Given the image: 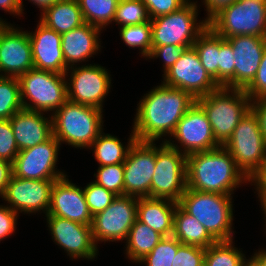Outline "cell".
<instances>
[{
	"label": "cell",
	"instance_id": "6da1fadb",
	"mask_svg": "<svg viewBox=\"0 0 266 266\" xmlns=\"http://www.w3.org/2000/svg\"><path fill=\"white\" fill-rule=\"evenodd\" d=\"M196 103L187 91L163 83L144 94L137 104L133 132L137 141L156 142L171 136L184 114Z\"/></svg>",
	"mask_w": 266,
	"mask_h": 266
},
{
	"label": "cell",
	"instance_id": "7a4b0ae2",
	"mask_svg": "<svg viewBox=\"0 0 266 266\" xmlns=\"http://www.w3.org/2000/svg\"><path fill=\"white\" fill-rule=\"evenodd\" d=\"M186 170L187 188L195 191L232 195L239 185L249 183L223 146L188 155Z\"/></svg>",
	"mask_w": 266,
	"mask_h": 266
},
{
	"label": "cell",
	"instance_id": "3957f363",
	"mask_svg": "<svg viewBox=\"0 0 266 266\" xmlns=\"http://www.w3.org/2000/svg\"><path fill=\"white\" fill-rule=\"evenodd\" d=\"M103 110L67 100L52 117L53 136L74 148H89L103 131Z\"/></svg>",
	"mask_w": 266,
	"mask_h": 266
},
{
	"label": "cell",
	"instance_id": "277c9868",
	"mask_svg": "<svg viewBox=\"0 0 266 266\" xmlns=\"http://www.w3.org/2000/svg\"><path fill=\"white\" fill-rule=\"evenodd\" d=\"M251 100L243 89L219 86L208 95L196 98L205 112L216 142L224 146L241 119L251 109Z\"/></svg>",
	"mask_w": 266,
	"mask_h": 266
},
{
	"label": "cell",
	"instance_id": "5b68a950",
	"mask_svg": "<svg viewBox=\"0 0 266 266\" xmlns=\"http://www.w3.org/2000/svg\"><path fill=\"white\" fill-rule=\"evenodd\" d=\"M233 196L186 188L178 205L194 216L216 241L233 240Z\"/></svg>",
	"mask_w": 266,
	"mask_h": 266
},
{
	"label": "cell",
	"instance_id": "8992f818",
	"mask_svg": "<svg viewBox=\"0 0 266 266\" xmlns=\"http://www.w3.org/2000/svg\"><path fill=\"white\" fill-rule=\"evenodd\" d=\"M66 78L65 74L36 68L21 75L18 79L23 108L53 114L68 100Z\"/></svg>",
	"mask_w": 266,
	"mask_h": 266
},
{
	"label": "cell",
	"instance_id": "52a82bcc",
	"mask_svg": "<svg viewBox=\"0 0 266 266\" xmlns=\"http://www.w3.org/2000/svg\"><path fill=\"white\" fill-rule=\"evenodd\" d=\"M188 0L173 13L151 19L152 47L168 44L193 46L197 37L209 26L207 20L197 23L198 5Z\"/></svg>",
	"mask_w": 266,
	"mask_h": 266
},
{
	"label": "cell",
	"instance_id": "ba28073f",
	"mask_svg": "<svg viewBox=\"0 0 266 266\" xmlns=\"http://www.w3.org/2000/svg\"><path fill=\"white\" fill-rule=\"evenodd\" d=\"M223 147L249 180L266 163V139L260 131L257 116L251 109Z\"/></svg>",
	"mask_w": 266,
	"mask_h": 266
},
{
	"label": "cell",
	"instance_id": "9c48e42d",
	"mask_svg": "<svg viewBox=\"0 0 266 266\" xmlns=\"http://www.w3.org/2000/svg\"><path fill=\"white\" fill-rule=\"evenodd\" d=\"M208 24L225 39L239 35L266 37V2L236 0L218 12Z\"/></svg>",
	"mask_w": 266,
	"mask_h": 266
},
{
	"label": "cell",
	"instance_id": "30bf717a",
	"mask_svg": "<svg viewBox=\"0 0 266 266\" xmlns=\"http://www.w3.org/2000/svg\"><path fill=\"white\" fill-rule=\"evenodd\" d=\"M158 146L150 197L178 202L187 188V156L164 141Z\"/></svg>",
	"mask_w": 266,
	"mask_h": 266
},
{
	"label": "cell",
	"instance_id": "8fae6325",
	"mask_svg": "<svg viewBox=\"0 0 266 266\" xmlns=\"http://www.w3.org/2000/svg\"><path fill=\"white\" fill-rule=\"evenodd\" d=\"M99 64L73 66L67 69V99L74 103L103 110L104 98L110 92L111 75ZM70 71V72H69ZM69 81V82H68Z\"/></svg>",
	"mask_w": 266,
	"mask_h": 266
},
{
	"label": "cell",
	"instance_id": "7c38bea8",
	"mask_svg": "<svg viewBox=\"0 0 266 266\" xmlns=\"http://www.w3.org/2000/svg\"><path fill=\"white\" fill-rule=\"evenodd\" d=\"M137 205L138 197L117 196L105 210L93 216L91 227L95 245L99 241H126L137 219Z\"/></svg>",
	"mask_w": 266,
	"mask_h": 266
},
{
	"label": "cell",
	"instance_id": "4fadbf2b",
	"mask_svg": "<svg viewBox=\"0 0 266 266\" xmlns=\"http://www.w3.org/2000/svg\"><path fill=\"white\" fill-rule=\"evenodd\" d=\"M169 138L171 140L164 139V142L186 156L220 147L205 112L197 103L184 114Z\"/></svg>",
	"mask_w": 266,
	"mask_h": 266
},
{
	"label": "cell",
	"instance_id": "5bb4252c",
	"mask_svg": "<svg viewBox=\"0 0 266 266\" xmlns=\"http://www.w3.org/2000/svg\"><path fill=\"white\" fill-rule=\"evenodd\" d=\"M60 146L52 136L44 143L19 151L12 163V175L35 180H58L66 176L56 166Z\"/></svg>",
	"mask_w": 266,
	"mask_h": 266
},
{
	"label": "cell",
	"instance_id": "9a60e30c",
	"mask_svg": "<svg viewBox=\"0 0 266 266\" xmlns=\"http://www.w3.org/2000/svg\"><path fill=\"white\" fill-rule=\"evenodd\" d=\"M163 84L189 92L195 99L219 86L200 62L195 48H186L178 61L163 74Z\"/></svg>",
	"mask_w": 266,
	"mask_h": 266
},
{
	"label": "cell",
	"instance_id": "2e32d148",
	"mask_svg": "<svg viewBox=\"0 0 266 266\" xmlns=\"http://www.w3.org/2000/svg\"><path fill=\"white\" fill-rule=\"evenodd\" d=\"M155 142L136 141L123 163L124 195L150 197V187L155 171Z\"/></svg>",
	"mask_w": 266,
	"mask_h": 266
},
{
	"label": "cell",
	"instance_id": "e0dca14e",
	"mask_svg": "<svg viewBox=\"0 0 266 266\" xmlns=\"http://www.w3.org/2000/svg\"><path fill=\"white\" fill-rule=\"evenodd\" d=\"M56 180H35L11 176L2 200L9 207L20 213L42 212L47 215L51 203V192Z\"/></svg>",
	"mask_w": 266,
	"mask_h": 266
},
{
	"label": "cell",
	"instance_id": "ac0fdd59",
	"mask_svg": "<svg viewBox=\"0 0 266 266\" xmlns=\"http://www.w3.org/2000/svg\"><path fill=\"white\" fill-rule=\"evenodd\" d=\"M0 24V76L19 78L34 68L28 31ZM4 72V73H3Z\"/></svg>",
	"mask_w": 266,
	"mask_h": 266
},
{
	"label": "cell",
	"instance_id": "d6986e66",
	"mask_svg": "<svg viewBox=\"0 0 266 266\" xmlns=\"http://www.w3.org/2000/svg\"><path fill=\"white\" fill-rule=\"evenodd\" d=\"M52 239L73 260H94L99 253L92 237V227L61 217L46 216Z\"/></svg>",
	"mask_w": 266,
	"mask_h": 266
},
{
	"label": "cell",
	"instance_id": "ffe728a7",
	"mask_svg": "<svg viewBox=\"0 0 266 266\" xmlns=\"http://www.w3.org/2000/svg\"><path fill=\"white\" fill-rule=\"evenodd\" d=\"M67 177L66 175L54 182L46 216L61 217L92 226L93 216L88 209L83 188L71 183Z\"/></svg>",
	"mask_w": 266,
	"mask_h": 266
},
{
	"label": "cell",
	"instance_id": "44dd1931",
	"mask_svg": "<svg viewBox=\"0 0 266 266\" xmlns=\"http://www.w3.org/2000/svg\"><path fill=\"white\" fill-rule=\"evenodd\" d=\"M226 40L234 53L235 88L245 90L257 74L266 48V37L239 35Z\"/></svg>",
	"mask_w": 266,
	"mask_h": 266
},
{
	"label": "cell",
	"instance_id": "7402d4cb",
	"mask_svg": "<svg viewBox=\"0 0 266 266\" xmlns=\"http://www.w3.org/2000/svg\"><path fill=\"white\" fill-rule=\"evenodd\" d=\"M34 68L65 74L67 67L62 52L61 34L40 21L35 32H28Z\"/></svg>",
	"mask_w": 266,
	"mask_h": 266
},
{
	"label": "cell",
	"instance_id": "603a6c76",
	"mask_svg": "<svg viewBox=\"0 0 266 266\" xmlns=\"http://www.w3.org/2000/svg\"><path fill=\"white\" fill-rule=\"evenodd\" d=\"M19 151L44 143L53 136L52 117L44 112L21 109L10 118Z\"/></svg>",
	"mask_w": 266,
	"mask_h": 266
},
{
	"label": "cell",
	"instance_id": "cb8c5ba5",
	"mask_svg": "<svg viewBox=\"0 0 266 266\" xmlns=\"http://www.w3.org/2000/svg\"><path fill=\"white\" fill-rule=\"evenodd\" d=\"M102 30L89 23H84L80 27L61 34L62 52L67 68L88 61L90 57L100 51L99 37Z\"/></svg>",
	"mask_w": 266,
	"mask_h": 266
},
{
	"label": "cell",
	"instance_id": "d4e9b609",
	"mask_svg": "<svg viewBox=\"0 0 266 266\" xmlns=\"http://www.w3.org/2000/svg\"><path fill=\"white\" fill-rule=\"evenodd\" d=\"M178 202L166 198L140 197L137 205V219L161 234H173L174 212Z\"/></svg>",
	"mask_w": 266,
	"mask_h": 266
},
{
	"label": "cell",
	"instance_id": "484cf974",
	"mask_svg": "<svg viewBox=\"0 0 266 266\" xmlns=\"http://www.w3.org/2000/svg\"><path fill=\"white\" fill-rule=\"evenodd\" d=\"M45 26L62 34L85 23L77 0H60L41 13L39 20Z\"/></svg>",
	"mask_w": 266,
	"mask_h": 266
},
{
	"label": "cell",
	"instance_id": "4316f807",
	"mask_svg": "<svg viewBox=\"0 0 266 266\" xmlns=\"http://www.w3.org/2000/svg\"><path fill=\"white\" fill-rule=\"evenodd\" d=\"M181 244L207 248L216 240L206 228L194 217L186 213L178 204L174 212L172 234Z\"/></svg>",
	"mask_w": 266,
	"mask_h": 266
},
{
	"label": "cell",
	"instance_id": "83f0119b",
	"mask_svg": "<svg viewBox=\"0 0 266 266\" xmlns=\"http://www.w3.org/2000/svg\"><path fill=\"white\" fill-rule=\"evenodd\" d=\"M128 144L123 145L117 136L105 134L103 131L89 147L94 150V157L99 166L123 164L127 158L128 152L133 144L137 141L136 136L131 130Z\"/></svg>",
	"mask_w": 266,
	"mask_h": 266
},
{
	"label": "cell",
	"instance_id": "f1b7e54d",
	"mask_svg": "<svg viewBox=\"0 0 266 266\" xmlns=\"http://www.w3.org/2000/svg\"><path fill=\"white\" fill-rule=\"evenodd\" d=\"M163 238L161 234L136 219L126 239L127 258L138 263L149 254Z\"/></svg>",
	"mask_w": 266,
	"mask_h": 266
},
{
	"label": "cell",
	"instance_id": "f546056e",
	"mask_svg": "<svg viewBox=\"0 0 266 266\" xmlns=\"http://www.w3.org/2000/svg\"><path fill=\"white\" fill-rule=\"evenodd\" d=\"M193 47L197 51L203 67L219 86L220 35L208 26L197 37Z\"/></svg>",
	"mask_w": 266,
	"mask_h": 266
},
{
	"label": "cell",
	"instance_id": "4dcf8cb0",
	"mask_svg": "<svg viewBox=\"0 0 266 266\" xmlns=\"http://www.w3.org/2000/svg\"><path fill=\"white\" fill-rule=\"evenodd\" d=\"M233 243V240L216 241L207 247L204 266H245L250 259H246L242 250H238Z\"/></svg>",
	"mask_w": 266,
	"mask_h": 266
},
{
	"label": "cell",
	"instance_id": "1f68e13d",
	"mask_svg": "<svg viewBox=\"0 0 266 266\" xmlns=\"http://www.w3.org/2000/svg\"><path fill=\"white\" fill-rule=\"evenodd\" d=\"M85 23L104 29L113 23L119 0H77Z\"/></svg>",
	"mask_w": 266,
	"mask_h": 266
},
{
	"label": "cell",
	"instance_id": "d6a6232c",
	"mask_svg": "<svg viewBox=\"0 0 266 266\" xmlns=\"http://www.w3.org/2000/svg\"><path fill=\"white\" fill-rule=\"evenodd\" d=\"M21 109L23 105L19 79L0 76V119H10Z\"/></svg>",
	"mask_w": 266,
	"mask_h": 266
},
{
	"label": "cell",
	"instance_id": "836d02e7",
	"mask_svg": "<svg viewBox=\"0 0 266 266\" xmlns=\"http://www.w3.org/2000/svg\"><path fill=\"white\" fill-rule=\"evenodd\" d=\"M120 38L129 48H139L143 58H147L151 52L152 34L151 23L145 22L138 25H128L119 28Z\"/></svg>",
	"mask_w": 266,
	"mask_h": 266
},
{
	"label": "cell",
	"instance_id": "e575fe53",
	"mask_svg": "<svg viewBox=\"0 0 266 266\" xmlns=\"http://www.w3.org/2000/svg\"><path fill=\"white\" fill-rule=\"evenodd\" d=\"M150 21L147 7L141 0H119L113 20L119 28Z\"/></svg>",
	"mask_w": 266,
	"mask_h": 266
},
{
	"label": "cell",
	"instance_id": "d590c367",
	"mask_svg": "<svg viewBox=\"0 0 266 266\" xmlns=\"http://www.w3.org/2000/svg\"><path fill=\"white\" fill-rule=\"evenodd\" d=\"M181 245L173 235L163 237L156 247L138 263H145L146 266H172Z\"/></svg>",
	"mask_w": 266,
	"mask_h": 266
},
{
	"label": "cell",
	"instance_id": "8d00e7d4",
	"mask_svg": "<svg viewBox=\"0 0 266 266\" xmlns=\"http://www.w3.org/2000/svg\"><path fill=\"white\" fill-rule=\"evenodd\" d=\"M97 184L103 186L117 196L124 195V168L123 164L99 166L94 173Z\"/></svg>",
	"mask_w": 266,
	"mask_h": 266
},
{
	"label": "cell",
	"instance_id": "74e56055",
	"mask_svg": "<svg viewBox=\"0 0 266 266\" xmlns=\"http://www.w3.org/2000/svg\"><path fill=\"white\" fill-rule=\"evenodd\" d=\"M230 43L220 36L219 86L235 88V59Z\"/></svg>",
	"mask_w": 266,
	"mask_h": 266
},
{
	"label": "cell",
	"instance_id": "f35d334b",
	"mask_svg": "<svg viewBox=\"0 0 266 266\" xmlns=\"http://www.w3.org/2000/svg\"><path fill=\"white\" fill-rule=\"evenodd\" d=\"M85 200L92 216L105 210L117 197L113 192L106 190L96 182H90L84 188Z\"/></svg>",
	"mask_w": 266,
	"mask_h": 266
},
{
	"label": "cell",
	"instance_id": "ab89813d",
	"mask_svg": "<svg viewBox=\"0 0 266 266\" xmlns=\"http://www.w3.org/2000/svg\"><path fill=\"white\" fill-rule=\"evenodd\" d=\"M18 153L10 119H0V159L12 164Z\"/></svg>",
	"mask_w": 266,
	"mask_h": 266
},
{
	"label": "cell",
	"instance_id": "60d3db41",
	"mask_svg": "<svg viewBox=\"0 0 266 266\" xmlns=\"http://www.w3.org/2000/svg\"><path fill=\"white\" fill-rule=\"evenodd\" d=\"M205 248L182 244L176 253L172 266H204Z\"/></svg>",
	"mask_w": 266,
	"mask_h": 266
},
{
	"label": "cell",
	"instance_id": "b9f144b4",
	"mask_svg": "<svg viewBox=\"0 0 266 266\" xmlns=\"http://www.w3.org/2000/svg\"><path fill=\"white\" fill-rule=\"evenodd\" d=\"M192 46H178V45H164L151 47V52L147 59L162 58L163 59V72H167L181 57L186 48Z\"/></svg>",
	"mask_w": 266,
	"mask_h": 266
},
{
	"label": "cell",
	"instance_id": "7bdbcfd3",
	"mask_svg": "<svg viewBox=\"0 0 266 266\" xmlns=\"http://www.w3.org/2000/svg\"><path fill=\"white\" fill-rule=\"evenodd\" d=\"M244 91L251 101L266 98V48L255 78Z\"/></svg>",
	"mask_w": 266,
	"mask_h": 266
},
{
	"label": "cell",
	"instance_id": "ee69618b",
	"mask_svg": "<svg viewBox=\"0 0 266 266\" xmlns=\"http://www.w3.org/2000/svg\"><path fill=\"white\" fill-rule=\"evenodd\" d=\"M147 7L151 19L173 13L183 6L188 0H141Z\"/></svg>",
	"mask_w": 266,
	"mask_h": 266
},
{
	"label": "cell",
	"instance_id": "f6af8a7d",
	"mask_svg": "<svg viewBox=\"0 0 266 266\" xmlns=\"http://www.w3.org/2000/svg\"><path fill=\"white\" fill-rule=\"evenodd\" d=\"M18 216L9 206L0 205V242L16 231Z\"/></svg>",
	"mask_w": 266,
	"mask_h": 266
},
{
	"label": "cell",
	"instance_id": "bcb514c9",
	"mask_svg": "<svg viewBox=\"0 0 266 266\" xmlns=\"http://www.w3.org/2000/svg\"><path fill=\"white\" fill-rule=\"evenodd\" d=\"M251 110L257 116L260 131L266 139V98L253 100L251 102Z\"/></svg>",
	"mask_w": 266,
	"mask_h": 266
},
{
	"label": "cell",
	"instance_id": "7dc6e473",
	"mask_svg": "<svg viewBox=\"0 0 266 266\" xmlns=\"http://www.w3.org/2000/svg\"><path fill=\"white\" fill-rule=\"evenodd\" d=\"M235 1L236 0H203L206 7L205 11L207 12V17L204 19L209 22L218 12Z\"/></svg>",
	"mask_w": 266,
	"mask_h": 266
},
{
	"label": "cell",
	"instance_id": "c3c4849f",
	"mask_svg": "<svg viewBox=\"0 0 266 266\" xmlns=\"http://www.w3.org/2000/svg\"><path fill=\"white\" fill-rule=\"evenodd\" d=\"M249 183H253L258 195H266V163L251 177Z\"/></svg>",
	"mask_w": 266,
	"mask_h": 266
},
{
	"label": "cell",
	"instance_id": "681fc988",
	"mask_svg": "<svg viewBox=\"0 0 266 266\" xmlns=\"http://www.w3.org/2000/svg\"><path fill=\"white\" fill-rule=\"evenodd\" d=\"M12 176V164L0 159V197L5 192Z\"/></svg>",
	"mask_w": 266,
	"mask_h": 266
},
{
	"label": "cell",
	"instance_id": "f907efd6",
	"mask_svg": "<svg viewBox=\"0 0 266 266\" xmlns=\"http://www.w3.org/2000/svg\"><path fill=\"white\" fill-rule=\"evenodd\" d=\"M0 9L14 16L22 15L20 0H0ZM0 24H7V22L0 17Z\"/></svg>",
	"mask_w": 266,
	"mask_h": 266
},
{
	"label": "cell",
	"instance_id": "816d5d0a",
	"mask_svg": "<svg viewBox=\"0 0 266 266\" xmlns=\"http://www.w3.org/2000/svg\"><path fill=\"white\" fill-rule=\"evenodd\" d=\"M31 3L33 2L34 5L38 6L40 8V13H43L46 9H48L49 7H51L52 5H54L56 2L60 1V0H29ZM20 5H21V11L23 14V1L20 0Z\"/></svg>",
	"mask_w": 266,
	"mask_h": 266
},
{
	"label": "cell",
	"instance_id": "f5cc1de1",
	"mask_svg": "<svg viewBox=\"0 0 266 266\" xmlns=\"http://www.w3.org/2000/svg\"><path fill=\"white\" fill-rule=\"evenodd\" d=\"M249 259L255 266H266V250L262 248Z\"/></svg>",
	"mask_w": 266,
	"mask_h": 266
},
{
	"label": "cell",
	"instance_id": "db71d44e",
	"mask_svg": "<svg viewBox=\"0 0 266 266\" xmlns=\"http://www.w3.org/2000/svg\"><path fill=\"white\" fill-rule=\"evenodd\" d=\"M258 197L260 198L259 199V201L261 203L260 205H261V208L263 209L262 211L265 215L263 219L265 220V227H266V195H258Z\"/></svg>",
	"mask_w": 266,
	"mask_h": 266
},
{
	"label": "cell",
	"instance_id": "11a10c76",
	"mask_svg": "<svg viewBox=\"0 0 266 266\" xmlns=\"http://www.w3.org/2000/svg\"><path fill=\"white\" fill-rule=\"evenodd\" d=\"M245 266H255L250 260Z\"/></svg>",
	"mask_w": 266,
	"mask_h": 266
}]
</instances>
